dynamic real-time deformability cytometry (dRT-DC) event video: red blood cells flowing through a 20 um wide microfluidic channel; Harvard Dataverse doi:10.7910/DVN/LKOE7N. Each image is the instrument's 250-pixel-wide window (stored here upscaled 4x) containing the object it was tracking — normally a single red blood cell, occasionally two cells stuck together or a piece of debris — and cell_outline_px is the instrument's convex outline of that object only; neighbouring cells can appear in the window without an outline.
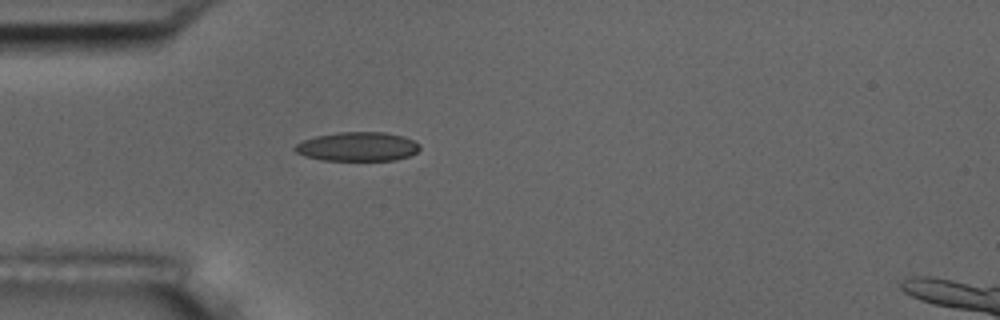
{"species": "common noctule bat (a hibernating species)", "species_latin": "Nyctalus noctula", "temperature_condition": "room temperature", "stored_images_in_passage": 4, "camera_frame_rate_fps": 3000, "um_per_image_px": 0.085, "animal": {"sex": "male", "body_mass_g": 17.5, "forearm_length_mm": 52.3}, "frame": {"image": 1, "passage_image": 4, "time_ms": 3.667, "image_size_px": [1000, 320], "cell_outline_px": [[420, 148], [416, 152], [408, 156], [396, 160], [324, 160], [304, 156], [296, 152], [292, 148], [296, 144], [304, 140], [316, 136], [340, 132], [384, 132], [404, 136], [420, 144]], "centroid_in_image_um": [30.39, 12.46], "position_along_channel_um": 54.6, "area_um2": 21.1}}